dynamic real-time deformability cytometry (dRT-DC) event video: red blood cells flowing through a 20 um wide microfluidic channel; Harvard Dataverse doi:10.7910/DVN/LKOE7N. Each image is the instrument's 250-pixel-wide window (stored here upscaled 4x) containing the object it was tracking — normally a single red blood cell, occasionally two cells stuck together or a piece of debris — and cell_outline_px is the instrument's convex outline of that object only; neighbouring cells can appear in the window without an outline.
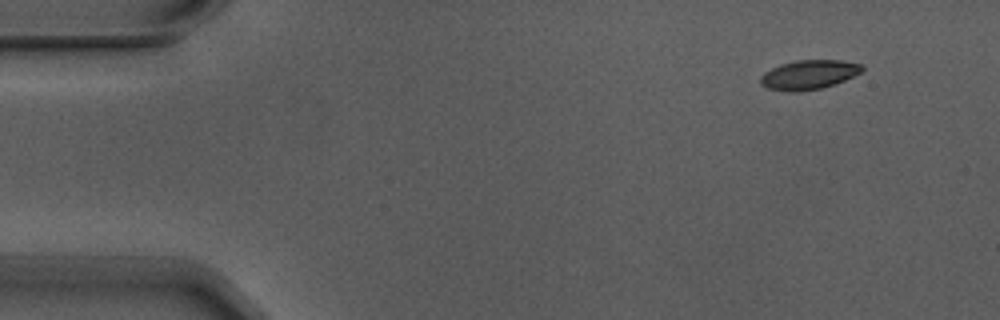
{"species": "Egyptian fruit bat (a non-hibernating species)", "species_latin": "Rousettus aegyptiacus", "temperature_condition": "warm", "stored_images_in_passage": 5, "segment_of_instrument_passage": [1, 2], "camera_frame_rate_fps": 3000, "um_per_image_px": 0.085, "animal": {"sex": "male"}, "frame": {"image": 1, "passage_image": 1, "time_ms": 0.0, "image_size_px": [1000, 320], "cell_outline_px": [[864, 68], [860, 72], [836, 84], [820, 88], [800, 92], [788, 92], [768, 88], [760, 84], [760, 76], [764, 72], [780, 64], [796, 60], [840, 60], [860, 64]], "centroid_in_image_um": [68.71, 6.35], "position_along_channel_um": 16.3, "area_um2": 17.34}}